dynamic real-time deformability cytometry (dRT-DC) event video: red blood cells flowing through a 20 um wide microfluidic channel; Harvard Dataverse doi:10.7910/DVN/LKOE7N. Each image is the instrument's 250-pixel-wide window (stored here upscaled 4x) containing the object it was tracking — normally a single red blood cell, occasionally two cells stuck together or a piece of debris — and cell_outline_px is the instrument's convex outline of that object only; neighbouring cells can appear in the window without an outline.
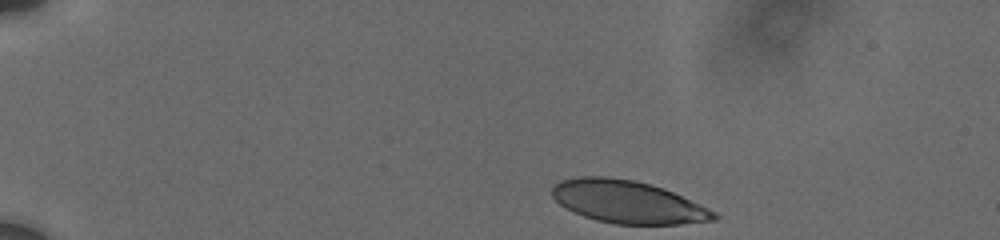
{"species": "human", "species_latin": "Homo sapiens", "temperature_condition": "cold", "stored_images_in_passage": 11, "camera_frame_rate_fps": 3000, "um_per_image_px": 0.085, "donor": {"sex": "male"}, "frame": {"image": 1, "passage_image": 1, "time_ms": 0.0, "image_size_px": [1000, 240], "cell_outline_px": [[720, 216], [716, 220], [680, 224], [616, 224], [596, 220], [572, 212], [560, 204], [552, 196], [552, 188], [560, 180], [580, 176], [608, 176], [636, 180], [664, 188], [700, 204], [716, 212]], "centroid_in_image_um": [53.36, 17.16], "position_along_channel_um": 31.6, "area_um2": 40.34}}
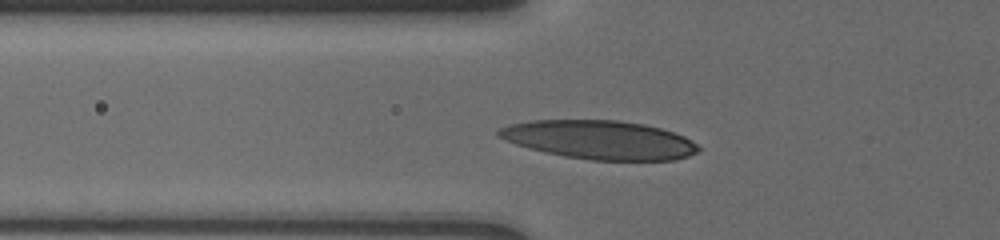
{"frame": {"image": 2, "passage_image": 9, "time_ms": 3.667, "image_size_px": [1000, 240], "cell_outline_px": [[700, 148], [696, 152], [688, 156], [676, 160], [592, 160], [564, 156], [544, 152], [528, 148], [504, 140], [496, 136], [496, 132], [500, 128], [508, 124], [532, 120], [620, 120], [644, 124], [660, 128], [684, 136], [696, 144]], "centroid_in_image_um": [50.92, 11.88], "position_along_channel_um": 74.9, "area_um2": 45.08}}